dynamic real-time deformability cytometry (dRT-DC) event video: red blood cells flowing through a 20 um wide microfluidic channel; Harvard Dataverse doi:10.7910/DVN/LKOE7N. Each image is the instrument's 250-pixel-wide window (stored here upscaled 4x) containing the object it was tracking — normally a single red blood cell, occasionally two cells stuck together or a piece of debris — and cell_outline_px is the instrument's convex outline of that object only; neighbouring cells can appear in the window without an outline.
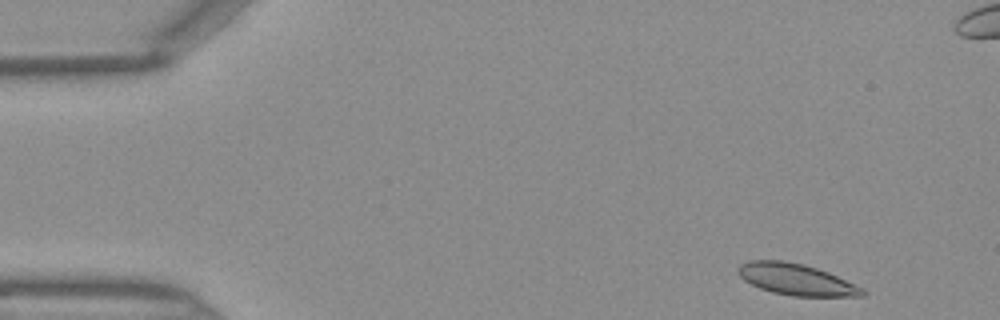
{"species": "Egyptian fruit bat (a non-hibernating species)", "species_latin": "Rousettus aegyptiacus", "temperature_condition": "warm", "stored_images_in_passage": 45, "camera_frame_rate_fps": 3000, "um_per_image_px": 0.085, "frame": {"image": 1, "passage_image": 2, "time_ms": 0.333, "image_size_px": [1000, 320], "cell_outline_px": [[868, 292], [864, 296], [792, 296], [772, 292], [760, 288], [744, 280], [736, 272], [736, 268], [740, 264], [748, 260], [784, 260], [804, 264], [828, 272], [864, 288]], "centroid_in_image_um": [67.67, 23.74], "position_along_channel_um": 17.3, "area_um2": 22.89}}
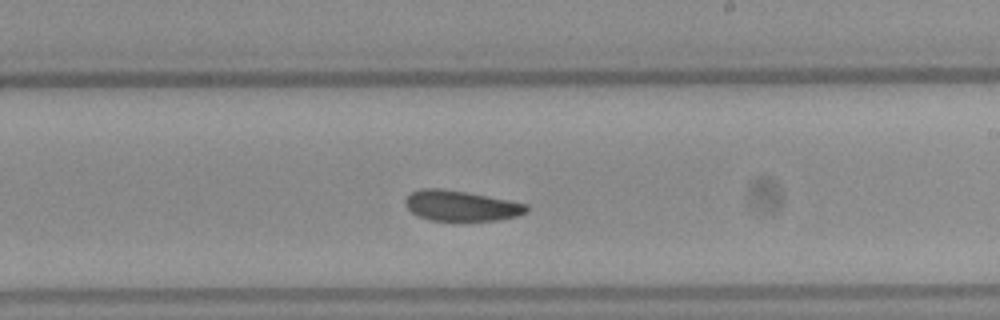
{"frame": {"image": 2, "passage_image": 25, "time_ms": 8.0, "image_size_px": [1000, 320], "cell_outline_px": [[528, 212], [516, 216], [496, 220], [428, 220], [416, 216], [404, 204], [404, 200], [412, 192], [420, 188], [440, 188], [468, 192], [528, 204]], "centroid_in_image_um": [39.16, 17.48], "position_along_channel_um": 249.8, "area_um2": 21.5}}
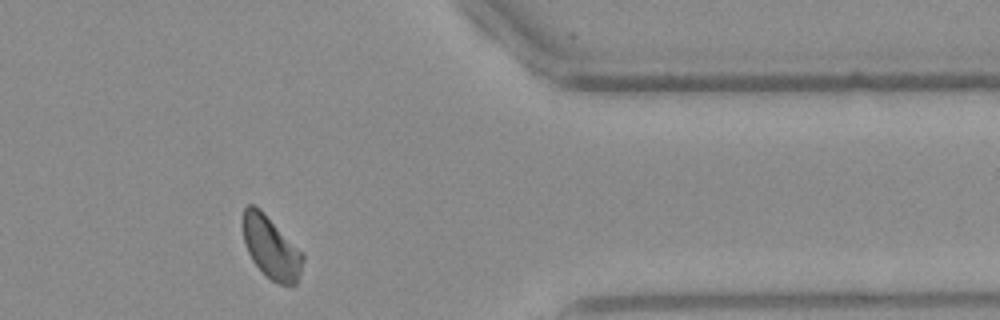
{"frame": {"image": 3, "passage_image": 36, "time_ms": 11.667, "image_size_px": [1000, 320], "cell_outline_px": [[304, 260], [300, 276], [296, 284], [280, 284], [272, 280], [252, 260], [244, 244], [244, 208], [248, 204], [252, 204], [260, 208], [304, 252]], "centroid_in_image_um": [23.09, 21.03], "position_along_channel_um": 388.3, "area_um2": 21.68}}